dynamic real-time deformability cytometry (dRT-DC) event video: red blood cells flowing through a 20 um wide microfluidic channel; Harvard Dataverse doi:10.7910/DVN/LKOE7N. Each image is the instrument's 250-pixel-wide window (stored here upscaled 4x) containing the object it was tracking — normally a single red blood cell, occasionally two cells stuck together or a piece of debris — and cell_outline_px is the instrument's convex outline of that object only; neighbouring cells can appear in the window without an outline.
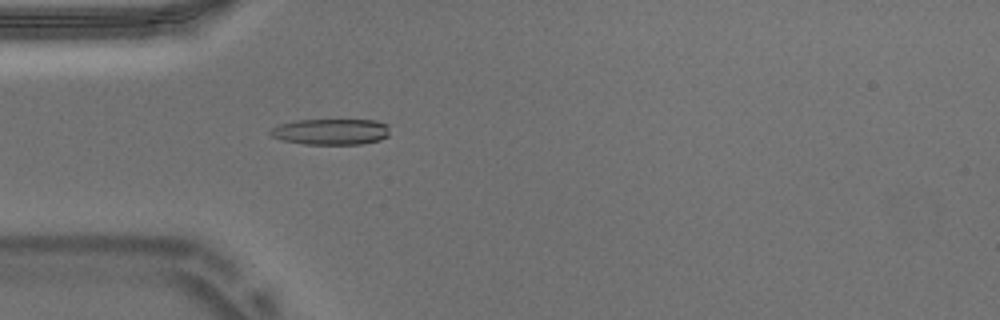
{"species": "Egyptian fruit bat (a non-hibernating species)", "species_latin": "Rousettus aegyptiacus", "temperature_condition": "warm", "stored_images_in_passage": 52, "camera_frame_rate_fps": 3000, "um_per_image_px": 0.085, "animal": {"sex": "male"}, "frame": {"image": 1, "passage_image": 14, "time_ms": 4.333, "image_size_px": [1000, 320], "cell_outline_px": [[388, 136], [380, 140], [360, 144], [304, 144], [284, 140], [272, 136], [268, 132], [272, 128], [280, 124], [296, 120], [376, 120], [388, 124]], "centroid_in_image_um": [28.15, 11.19], "position_along_channel_um": 56.9, "area_um2": 18.03}}
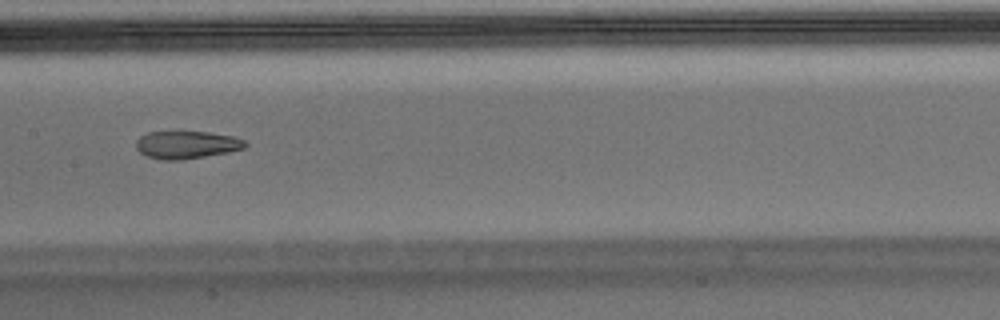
{"frame": {"image": 2, "passage_image": 25, "time_ms": 8.0, "image_size_px": [1000, 320], "cell_outline_px": [[248, 144], [244, 148], [228, 152], [180, 160], [160, 160], [148, 156], [140, 152], [136, 148], [136, 140], [140, 136], [148, 132], [208, 132], [236, 136], [244, 140]], "centroid_in_image_um": [15.87, 12.3], "position_along_channel_um": 191.5, "area_um2": 17.57}}
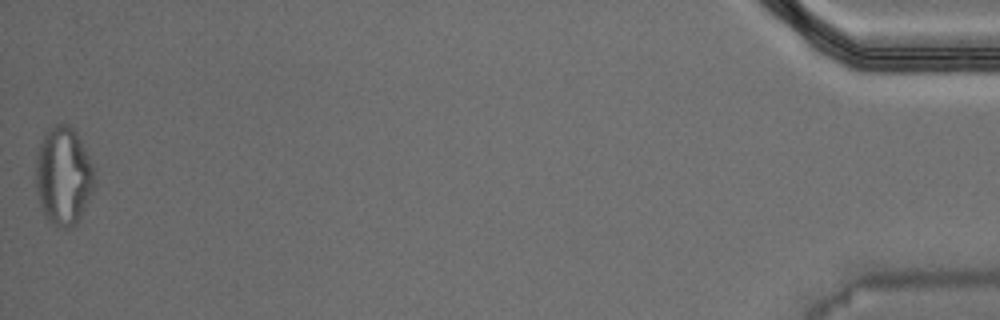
{"frame": {"image": 3, "passage_image": 52, "time_ms": 17.0, "image_size_px": [1000, 320], "cell_outline_px": [[96, 184], [76, 224], [72, 228], [60, 228], [48, 220], [44, 216], [40, 208], [36, 192], [36, 156], [44, 132], [48, 128], [56, 124], [68, 124], [76, 132], [92, 164], [96, 180]], "centroid_in_image_um": [5.37, 14.97], "position_along_channel_um": 429.8, "area_um2": 33.81}, "authors_computed_cell_mechanics": {"area_um2": 18.9295, "velocity_mm_per_s": 3.7363, "shape_relaxation_time_tau1_ms": null, "shape_relaxation_time_tau2_ms": 2.2168, "deformation_change_tau1": null, "deformation_change_tau2": 0.0807}}